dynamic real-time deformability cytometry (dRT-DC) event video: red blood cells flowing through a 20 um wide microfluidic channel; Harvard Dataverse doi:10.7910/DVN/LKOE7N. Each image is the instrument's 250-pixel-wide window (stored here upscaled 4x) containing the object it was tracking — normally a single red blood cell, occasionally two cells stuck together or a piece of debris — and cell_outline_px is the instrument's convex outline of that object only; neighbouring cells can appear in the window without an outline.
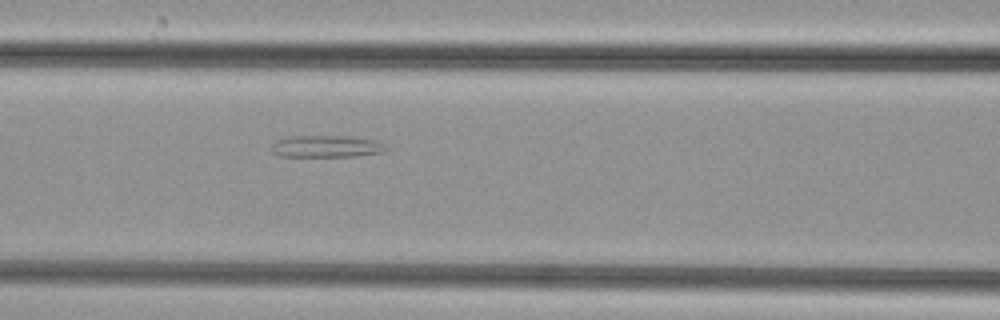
{"species": "common noctule bat (a hibernating species)", "species_latin": "Nyctalus noctula", "temperature_condition": "cold", "stored_images_in_passage": 51, "segment_of_instrument_passage": [2, 2], "camera_frame_rate_fps": 3000, "um_per_image_px": 0.085, "animal": {"sex": "female", "body_mass_g": 29.2, "forearm_length_mm": 56.3}, "frame": {"image": 1, "passage_image": 23, "time_ms": 7.333, "image_size_px": [1000, 320], "cell_outline_px": [[388, 148], [384, 152], [356, 156], [280, 156], [272, 152], [272, 144], [276, 140], [288, 136], [352, 136], [380, 140]], "centroid_in_image_um": [27.79, 12.43], "position_along_channel_um": 138.8, "area_um2": 14.85}}
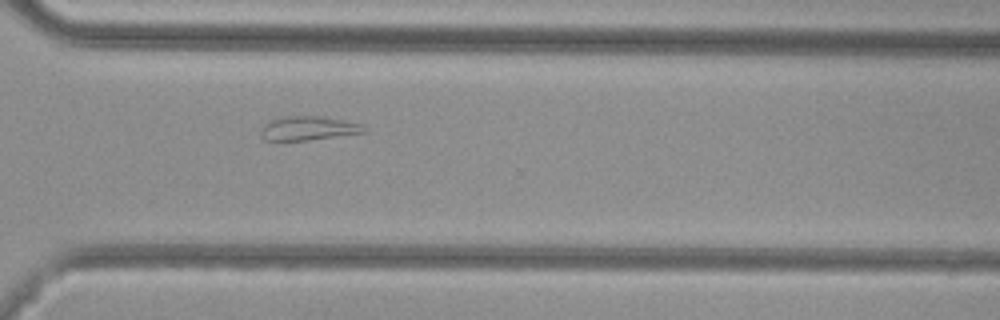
{"frame": {"image": 2, "passage_image": 38, "time_ms": 12.333, "image_size_px": [1000, 320], "cell_outline_px": [[368, 132], [280, 144], [264, 140], [260, 132], [260, 128], [268, 120], [284, 116], [316, 116], [344, 120], [360, 124]], "centroid_in_image_um": [26.07, 10.95], "position_along_channel_um": 344.5, "area_um2": 15.09}}
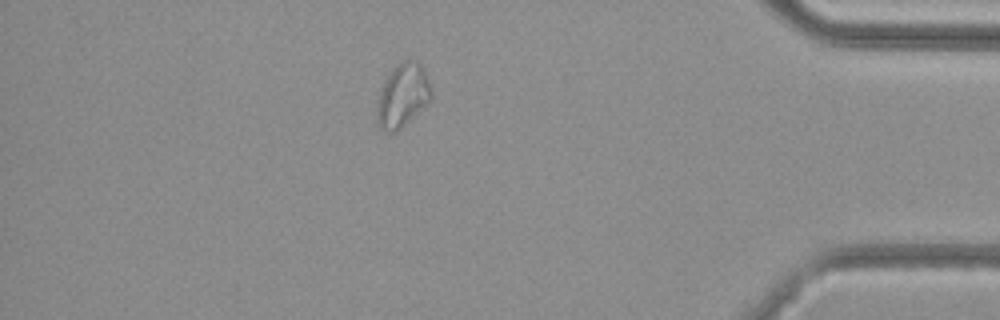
{"frame": {"image": 3, "passage_image": 45, "time_ms": 14.667, "image_size_px": [1000, 320], "cell_outline_px": [[432, 96], [400, 128], [392, 132], [388, 132], [380, 128], [376, 120], [376, 104], [380, 92], [392, 68], [404, 60], [416, 60], [420, 64], [432, 88]], "centroid_in_image_um": [34.19, 8.1], "position_along_channel_um": 401.0, "area_um2": 19.42}}